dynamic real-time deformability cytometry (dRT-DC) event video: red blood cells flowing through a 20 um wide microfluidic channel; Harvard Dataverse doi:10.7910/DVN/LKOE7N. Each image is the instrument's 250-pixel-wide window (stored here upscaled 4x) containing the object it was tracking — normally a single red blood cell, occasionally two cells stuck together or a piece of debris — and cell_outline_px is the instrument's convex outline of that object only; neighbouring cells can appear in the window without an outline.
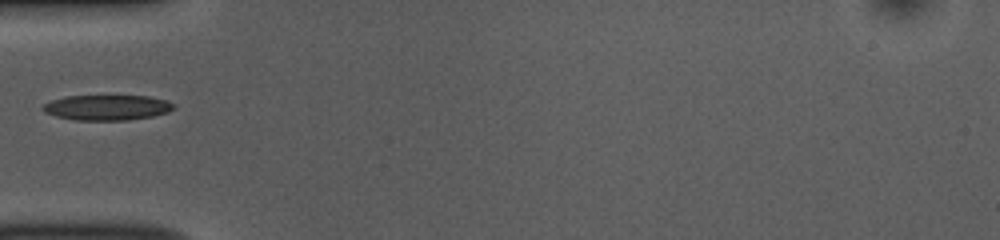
{"species": "common noctule bat (a hibernating species)", "species_latin": "Nyctalus noctula", "temperature_condition": "room temperature", "stored_images_in_passage": 36, "camera_frame_rate_fps": 3000, "um_per_image_px": 0.085, "animal": {"sex": "female", "body_mass_g": 10.0, "forearm_length_mm": 53.1}, "frame": {"image": 1, "passage_image": 1, "time_ms": 0.0, "image_size_px": [1000, 240], "cell_outline_px": [[176, 108], [168, 112], [152, 116], [128, 120], [72, 120], [56, 116], [44, 112], [40, 108], [44, 104], [52, 100], [64, 96], [148, 96], [168, 100], [176, 104]], "centroid_in_image_um": [9.12, 9.14], "position_along_channel_um": 75.9, "area_um2": 19.48}}
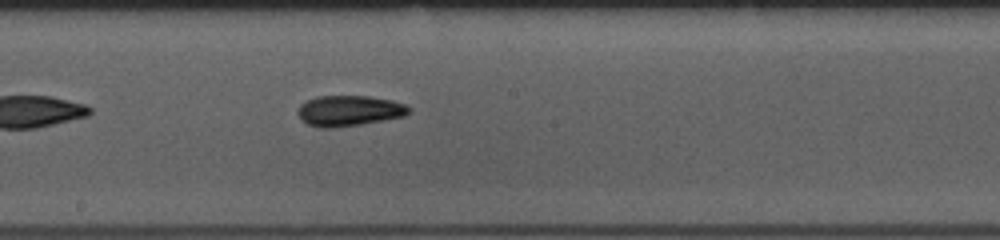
{"frame": {"image": 2, "passage_image": 12, "time_ms": 3.667, "image_size_px": [1000, 240], "cell_outline_px": [[412, 108], [404, 116], [384, 120], [360, 124], [332, 128], [320, 128], [308, 124], [296, 112], [300, 104], [316, 96], [368, 96], [392, 100], [404, 104]], "centroid_in_image_um": [29.67, 9.41], "position_along_channel_um": 218.5, "area_um2": 19.71}}
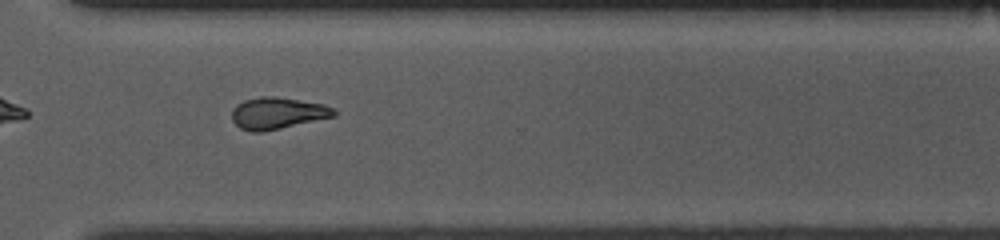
{"frame": {"image": 3, "passage_image": 22, "time_ms": 7.0, "image_size_px": [1000, 240], "cell_outline_px": [[336, 116], [280, 128], [260, 132], [252, 132], [240, 128], [232, 120], [232, 108], [236, 104], [244, 100], [260, 96], [276, 96], [324, 104], [332, 108], [336, 112]], "centroid_in_image_um": [23.56, 9.61], "position_along_channel_um": 347.0, "area_um2": 18.84}}